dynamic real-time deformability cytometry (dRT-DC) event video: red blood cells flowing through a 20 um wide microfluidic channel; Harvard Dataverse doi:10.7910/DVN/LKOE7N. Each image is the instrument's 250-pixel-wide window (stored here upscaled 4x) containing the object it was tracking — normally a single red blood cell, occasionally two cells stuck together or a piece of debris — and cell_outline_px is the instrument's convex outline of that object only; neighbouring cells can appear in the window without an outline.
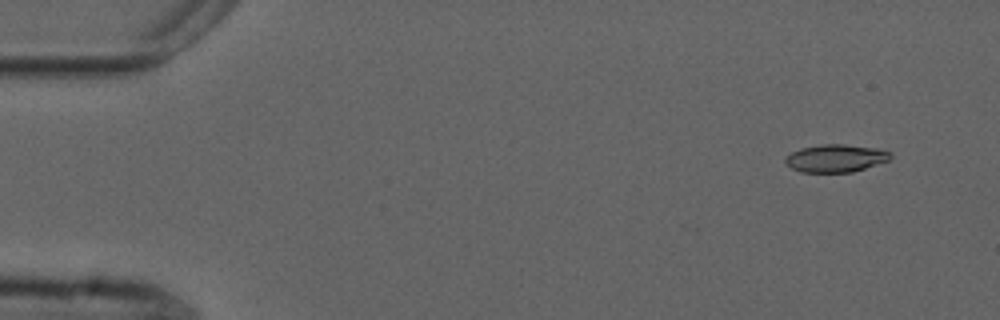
{"species": "common noctule bat (a hibernating species)", "species_latin": "Nyctalus noctula", "temperature_condition": "cold", "stored_images_in_passage": 11, "camera_frame_rate_fps": 3000, "um_per_image_px": 0.085, "animal": {"sex": "male", "forearm_length_mm": 52.5}, "frame": {"image": 1, "passage_image": 4, "time_ms": 1.0, "image_size_px": [1000, 320], "cell_outline_px": [[892, 156], [888, 160], [852, 172], [800, 172], [792, 168], [784, 160], [792, 152], [800, 148], [820, 144], [844, 144], [876, 148], [888, 152]], "centroid_in_image_um": [71.01, 13.44], "position_along_channel_um": 14.0, "area_um2": 16.7}}